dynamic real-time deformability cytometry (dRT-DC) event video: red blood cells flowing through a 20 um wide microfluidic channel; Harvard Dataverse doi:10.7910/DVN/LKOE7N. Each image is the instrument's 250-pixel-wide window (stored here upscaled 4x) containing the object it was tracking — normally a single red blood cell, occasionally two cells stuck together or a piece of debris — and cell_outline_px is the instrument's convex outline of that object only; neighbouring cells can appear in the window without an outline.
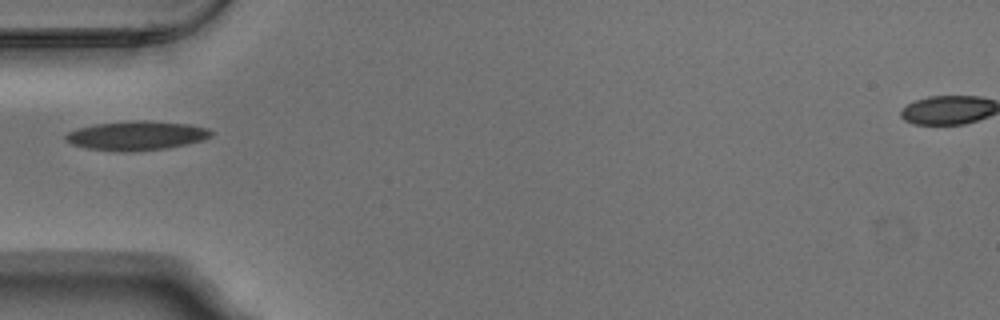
{"species": "Egyptian fruit bat (a non-hibernating species)", "species_latin": "Rousettus aegyptiacus", "temperature_condition": "warm", "stored_images_in_passage": 1, "camera_frame_rate_fps": 3000, "um_per_image_px": 0.085, "animal": {"sex": "male"}, "frame": {"image": 1, "passage_image": 1, "time_ms": 0.0, "image_size_px": [1000, 320], "cell_outline_px": [[212, 136], [204, 140], [168, 148], [88, 148], [72, 144], [64, 140], [64, 136], [68, 132], [76, 128], [96, 124], [132, 120], [144, 120], [188, 124], [208, 128], [212, 132]], "centroid_in_image_um": [11.64, 11.46], "position_along_channel_um": 73.4, "area_um2": 23.58}}